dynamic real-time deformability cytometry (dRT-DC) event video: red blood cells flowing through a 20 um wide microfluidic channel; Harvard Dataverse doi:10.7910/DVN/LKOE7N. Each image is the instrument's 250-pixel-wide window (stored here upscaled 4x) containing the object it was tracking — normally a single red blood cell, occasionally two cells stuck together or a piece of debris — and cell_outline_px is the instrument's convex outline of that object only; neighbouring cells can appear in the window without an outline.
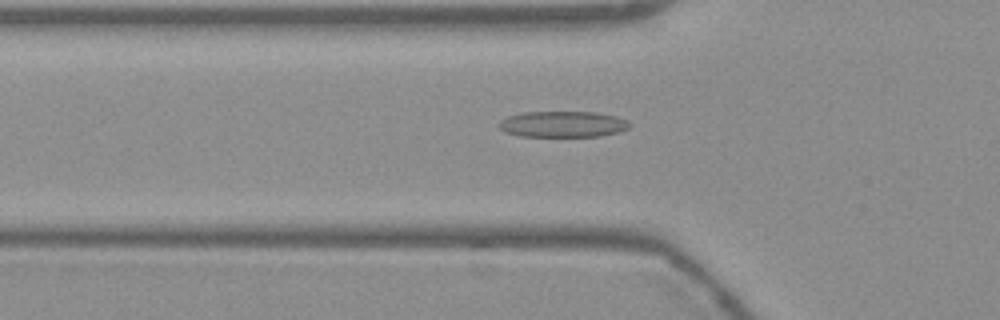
{"species": "Egyptian fruit bat (a non-hibernating species)", "species_latin": "Rousettus aegyptiacus", "temperature_condition": "warm", "stored_images_in_passage": 46, "camera_frame_rate_fps": 3000, "um_per_image_px": 0.085, "frame": {"image": 1, "passage_image": 10, "time_ms": 3.0, "image_size_px": [1000, 320], "cell_outline_px": [[632, 124], [628, 128], [620, 132], [600, 136], [520, 136], [504, 132], [496, 124], [500, 120], [508, 116], [524, 112], [592, 112], [616, 116], [628, 120]], "centroid_in_image_um": [47.83, 10.56], "position_along_channel_um": 78.0, "area_um2": 19.94}}
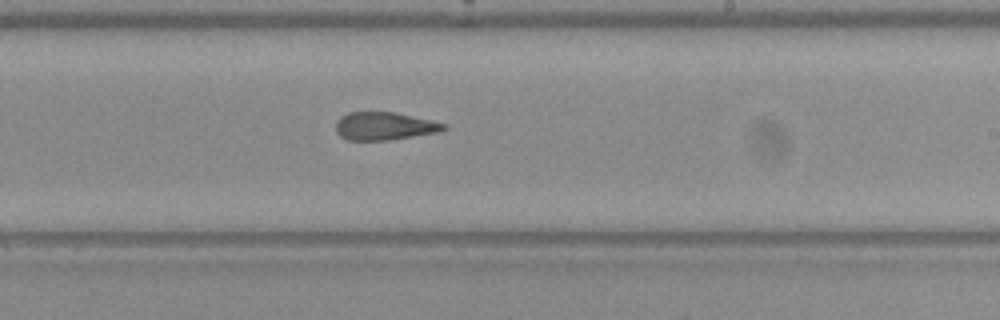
{"frame": {"image": 2, "passage_image": 24, "time_ms": 7.667, "image_size_px": [1000, 320], "cell_outline_px": [[448, 128], [440, 132], [388, 140], [348, 140], [340, 136], [336, 132], [336, 120], [340, 116], [348, 112], [396, 112], [448, 124]], "centroid_in_image_um": [32.68, 10.71], "position_along_channel_um": 256.3, "area_um2": 17.74}}
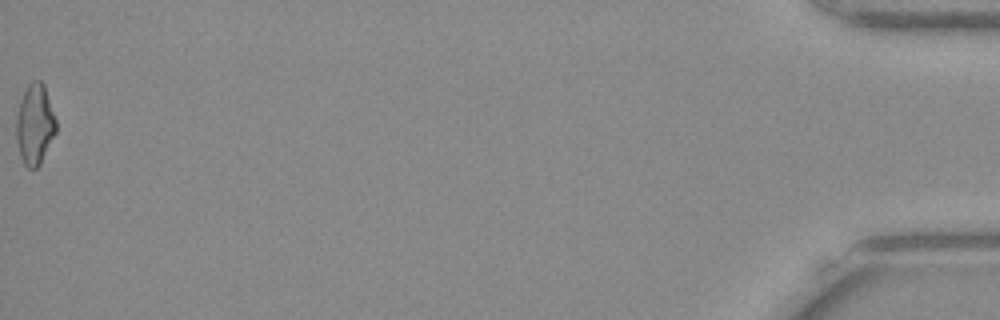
{"frame": {"image": 3, "passage_image": 46, "time_ms": 15.0, "image_size_px": [1000, 320], "cell_outline_px": [[56, 132], [40, 164], [36, 168], [28, 168], [24, 164], [20, 156], [16, 140], [16, 116], [20, 100], [28, 84], [32, 80], [40, 80], [44, 84], [56, 120]], "centroid_in_image_um": [2.95, 10.57], "position_along_channel_um": 432.3, "area_um2": 18.67}, "authors_computed_cell_mechanics": {"area_um2": 18.3515, "velocity_mm_per_s": 3.7973, "shape_relaxation_time_tau1_ms": null, "shape_relaxation_time_tau2_ms": 3.4315, "deformation_change_tau1": null, "deformation_change_tau2": 0.1385}}